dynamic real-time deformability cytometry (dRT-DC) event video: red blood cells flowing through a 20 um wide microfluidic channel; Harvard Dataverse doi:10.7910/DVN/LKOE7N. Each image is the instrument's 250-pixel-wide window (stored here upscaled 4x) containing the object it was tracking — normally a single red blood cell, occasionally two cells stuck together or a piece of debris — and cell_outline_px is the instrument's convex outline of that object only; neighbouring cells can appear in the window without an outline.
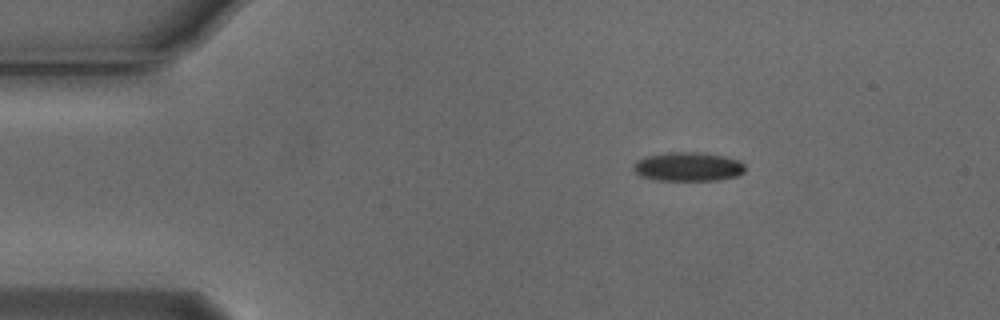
{"species": "Egyptian fruit bat (a non-hibernating species)", "species_latin": "Rousettus aegyptiacus", "temperature_condition": "cold", "stored_images_in_passage": 3, "camera_frame_rate_fps": 3000, "um_per_image_px": 0.085, "animal": {"sex": "male"}, "frame": {"image": 1, "passage_image": 1, "time_ms": 0.0, "image_size_px": [1000, 320], "cell_outline_px": [[744, 172], [736, 176], [716, 180], [656, 180], [640, 176], [632, 168], [632, 164], [636, 160], [644, 156], [668, 152], [696, 152], [724, 156], [740, 160], [744, 164]], "centroid_in_image_um": [58.44, 14.16], "position_along_channel_um": 26.6, "area_um2": 18.96}}
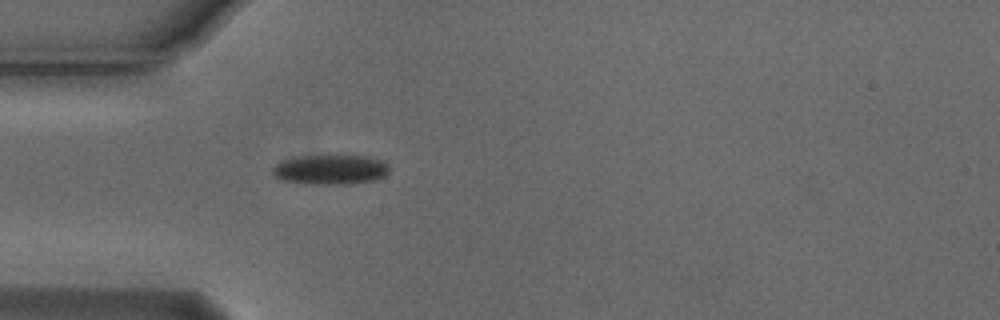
{"frame": {"image": 2, "passage_image": 3, "time_ms": 0.667, "image_size_px": [1000, 320], "cell_outline_px": [[388, 172], [384, 176], [372, 180], [352, 184], [312, 184], [280, 180], [272, 176], [272, 168], [280, 160], [296, 156], [364, 156], [380, 160], [388, 164]], "centroid_in_image_um": [28.02, 14.42], "position_along_channel_um": 57.0, "area_um2": 20.29}}